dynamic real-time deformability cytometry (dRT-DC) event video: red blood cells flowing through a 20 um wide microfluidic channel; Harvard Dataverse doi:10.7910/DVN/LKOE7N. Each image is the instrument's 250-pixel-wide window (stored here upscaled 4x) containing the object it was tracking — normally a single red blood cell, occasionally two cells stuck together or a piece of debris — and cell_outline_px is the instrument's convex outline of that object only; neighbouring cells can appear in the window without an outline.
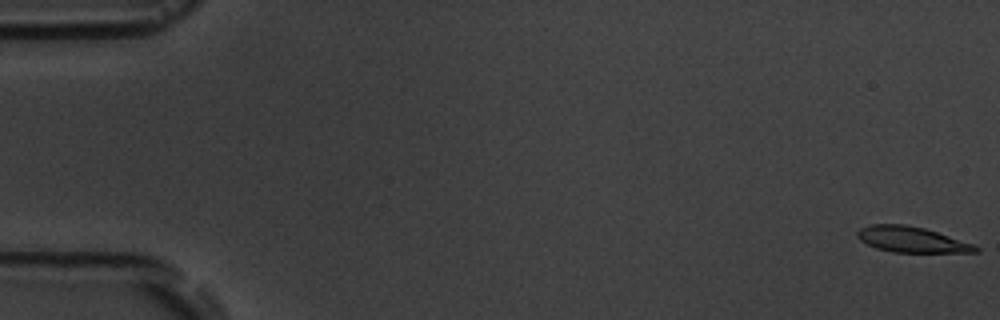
{"species": "common noctule bat (a hibernating species)", "species_latin": "Nyctalus noctula", "temperature_condition": "room temperature", "stored_images_in_passage": 8, "camera_frame_rate_fps": 3000, "um_per_image_px": 0.085, "animal": {"sex": "male", "body_mass_g": 19.5, "forearm_length_mm": 54.6}, "frame": {"image": 1, "passage_image": 1, "time_ms": 0.0, "image_size_px": [1000, 320], "cell_outline_px": [[980, 252], [892, 252], [876, 248], [860, 240], [856, 236], [856, 232], [860, 228], [868, 224], [904, 224], [924, 228], [976, 244], [980, 248]], "centroid_in_image_um": [77.5, 20.36], "position_along_channel_um": 7.5, "area_um2": 17.8}}
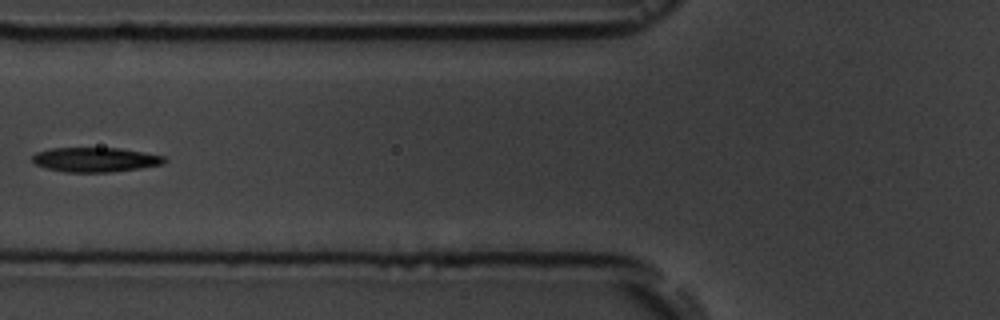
{"frame": {"image": 2, "passage_image": 7, "time_ms": 7.0, "image_size_px": [1000, 320], "cell_outline_px": [[168, 160], [164, 164], [140, 168], [108, 172], [64, 172], [44, 168], [36, 164], [32, 160], [32, 156], [36, 152], [52, 148], [120, 148], [144, 152], [164, 156]], "centroid_in_image_um": [8.1, 13.57], "position_along_channel_um": 117.7, "area_um2": 18.96}}
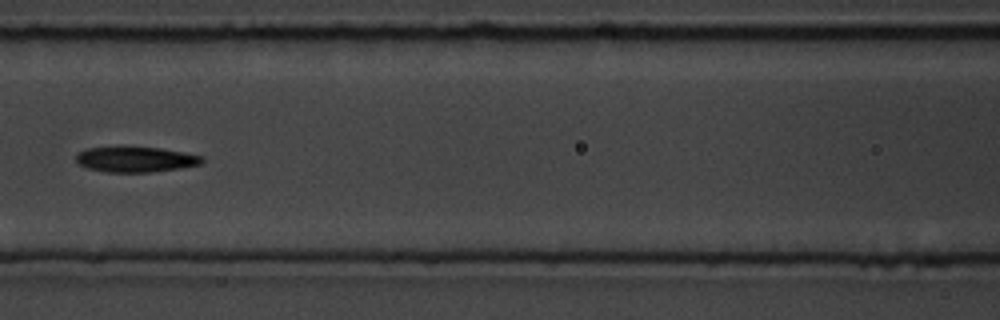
{"frame": {"image": 3, "passage_image": 8, "time_ms": 8.0, "image_size_px": [1000, 320], "cell_outline_px": [[204, 160], [200, 164], [180, 168], [148, 172], [104, 172], [88, 168], [80, 164], [76, 160], [76, 156], [80, 152], [88, 148], [160, 148], [184, 152], [204, 156]], "centroid_in_image_um": [11.57, 13.56], "position_along_channel_um": 155.0, "area_um2": 18.21}}